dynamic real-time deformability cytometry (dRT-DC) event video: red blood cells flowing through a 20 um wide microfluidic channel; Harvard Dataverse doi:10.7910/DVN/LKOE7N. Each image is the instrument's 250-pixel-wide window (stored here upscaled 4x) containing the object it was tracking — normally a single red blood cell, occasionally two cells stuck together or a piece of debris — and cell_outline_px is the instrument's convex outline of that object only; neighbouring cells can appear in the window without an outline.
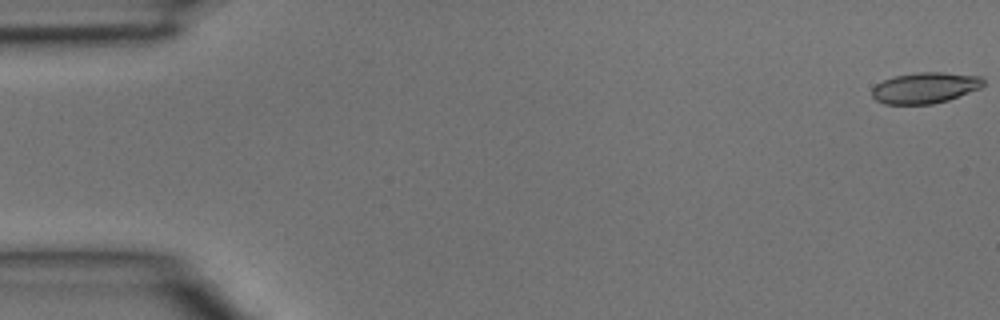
{"species": "common noctule bat (a hibernating species)", "species_latin": "Nyctalus noctula", "temperature_condition": "room temperature", "stored_images_in_passage": 5, "camera_frame_rate_fps": 3000, "um_per_image_px": 0.085, "animal": {"sex": "male", "body_mass_g": 15.6}, "frame": {"image": 1, "passage_image": 1, "time_ms": 0.0, "image_size_px": [1000, 320], "cell_outline_px": [[984, 84], [980, 88], [948, 100], [932, 104], [884, 104], [876, 100], [872, 96], [872, 88], [876, 84], [892, 76], [916, 72], [944, 72], [984, 76]], "centroid_in_image_um": [78.64, 7.45], "position_along_channel_um": 6.4, "area_um2": 20.29}}
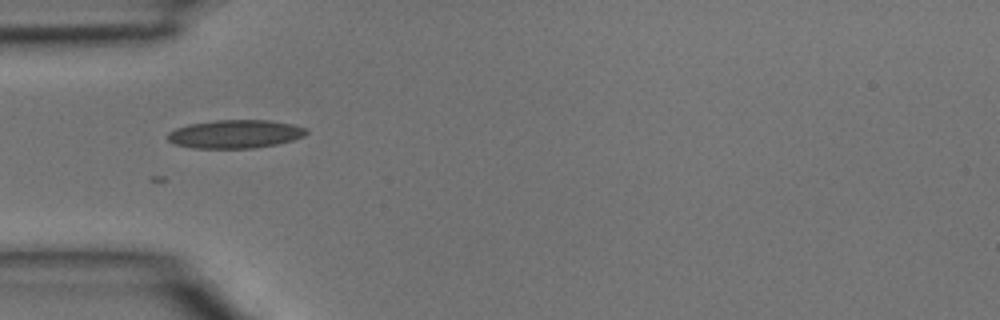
{"frame": {"image": 2, "passage_image": 4, "time_ms": 1.0, "image_size_px": [1000, 320], "cell_outline_px": [[308, 132], [304, 136], [292, 140], [276, 144], [252, 148], [192, 148], [176, 144], [168, 140], [164, 136], [168, 132], [176, 128], [188, 124], [216, 120], [268, 120], [292, 124], [304, 128]], "centroid_in_image_um": [19.94, 11.39], "position_along_channel_um": 65.1, "area_um2": 22.89}}